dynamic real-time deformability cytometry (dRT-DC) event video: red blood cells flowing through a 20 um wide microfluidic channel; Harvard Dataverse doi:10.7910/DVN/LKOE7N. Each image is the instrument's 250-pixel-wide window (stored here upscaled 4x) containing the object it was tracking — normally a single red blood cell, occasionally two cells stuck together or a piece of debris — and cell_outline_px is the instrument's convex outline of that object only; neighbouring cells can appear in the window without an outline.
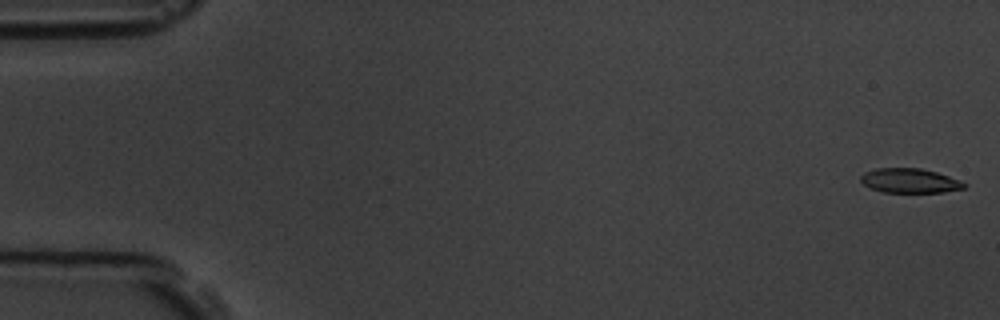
{"species": "common noctule bat (a hibernating species)", "species_latin": "Nyctalus noctula", "temperature_condition": "room temperature", "stored_images_in_passage": 6, "segment_of_instrument_passage": [1, 2], "camera_frame_rate_fps": 3000, "um_per_image_px": 0.085, "animal": {"sex": "male", "body_mass_g": 19.5, "forearm_length_mm": 54.6}, "frame": {"image": 1, "passage_image": 1, "time_ms": 0.0, "image_size_px": [1000, 320], "cell_outline_px": [[968, 184], [964, 188], [944, 192], [884, 192], [872, 188], [864, 184], [860, 180], [860, 176], [864, 172], [876, 168], [920, 168], [936, 172], [960, 180]], "centroid_in_image_um": [77.34, 15.35], "position_along_channel_um": 7.7, "area_um2": 14.68}}
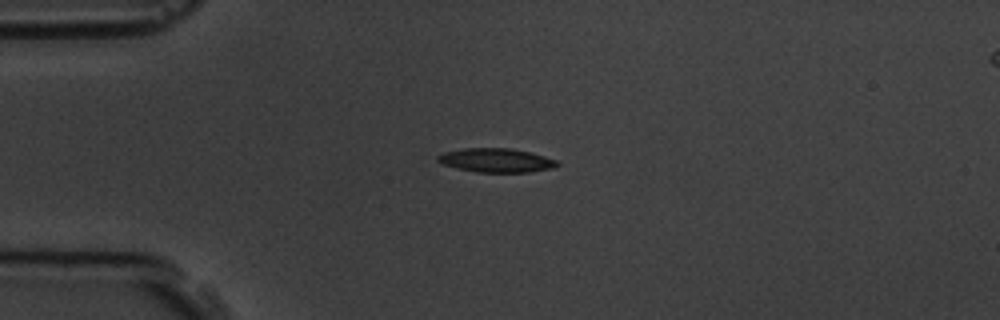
{"frame": {"image": 2, "passage_image": 4, "time_ms": 4.333, "image_size_px": [1000, 320], "cell_outline_px": [[560, 164], [552, 168], [528, 172], [476, 172], [456, 168], [440, 164], [436, 160], [436, 156], [444, 152], [464, 148], [512, 148], [544, 156], [556, 160]], "centroid_in_image_um": [42.12, 13.62], "position_along_channel_um": 42.9, "area_um2": 16.7}}